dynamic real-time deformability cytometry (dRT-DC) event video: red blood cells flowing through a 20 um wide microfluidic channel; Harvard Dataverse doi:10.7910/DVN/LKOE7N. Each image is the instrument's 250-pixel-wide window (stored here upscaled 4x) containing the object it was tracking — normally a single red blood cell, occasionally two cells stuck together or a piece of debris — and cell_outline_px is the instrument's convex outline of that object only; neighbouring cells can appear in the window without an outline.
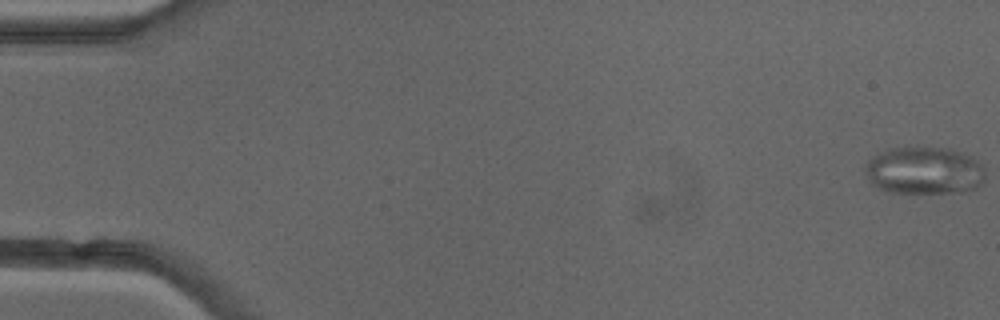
{"species": "common noctule bat (a hibernating species)", "species_latin": "Nyctalus noctula", "temperature_condition": "cold", "stored_images_in_passage": 16, "camera_frame_rate_fps": 3000, "um_per_image_px": 0.085, "animal": {"sex": "female"}, "frame": {"image": 1, "passage_image": 1, "time_ms": 0.0, "image_size_px": [1000, 320], "cell_outline_px": [[984, 180], [976, 188], [964, 192], [888, 192], [872, 184], [868, 180], [864, 168], [868, 160], [872, 156], [888, 148], [904, 144], [948, 148], [964, 152], [984, 164]], "centroid_in_image_um": [78.55, 14.44], "position_along_channel_um": 6.4, "area_um2": 34.22}}